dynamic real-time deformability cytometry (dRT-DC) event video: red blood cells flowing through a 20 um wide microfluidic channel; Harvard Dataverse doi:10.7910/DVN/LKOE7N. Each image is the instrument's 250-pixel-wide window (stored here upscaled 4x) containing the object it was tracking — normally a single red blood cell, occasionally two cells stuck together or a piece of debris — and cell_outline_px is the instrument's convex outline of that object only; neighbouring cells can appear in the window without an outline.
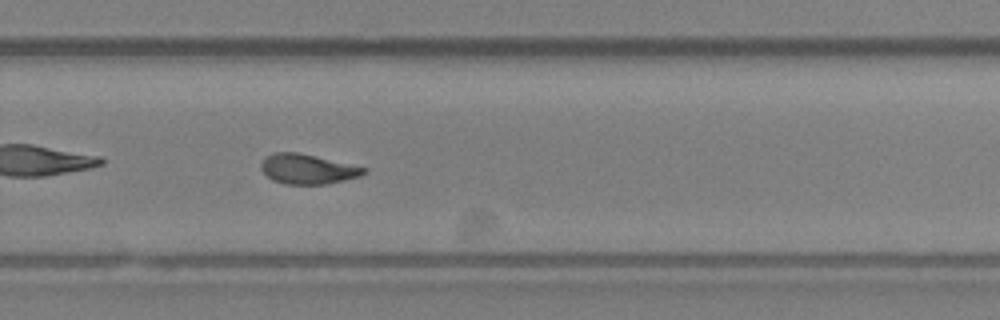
{"species": "Egyptian fruit bat (a non-hibernating species)", "species_latin": "Rousettus aegyptiacus", "temperature_condition": "room temperature", "stored_images_in_passage": 45, "camera_frame_rate_fps": 3000, "um_per_image_px": 0.085, "animal": {"sex": "female"}, "frame": {"image": 1, "passage_image": 32, "time_ms": 10.333, "image_size_px": [1000, 320], "cell_outline_px": [[368, 172], [360, 176], [328, 184], [284, 184], [272, 180], [260, 168], [260, 164], [268, 156], [276, 152], [296, 152], [368, 168]], "centroid_in_image_um": [26.17, 14.38], "position_along_channel_um": 303.6, "area_um2": 17.69}, "authors_computed_cell_mechanics": {"area_um2": 18.6116, "velocity_mm_per_s": 4.2281, "shape_relaxation_time_tau1_ms": 10.8534, "shape_relaxation_time_tau2_ms": 2.4375, "deformation_change_tau1": 0.2558, "deformation_change_tau2": 0.1011}}